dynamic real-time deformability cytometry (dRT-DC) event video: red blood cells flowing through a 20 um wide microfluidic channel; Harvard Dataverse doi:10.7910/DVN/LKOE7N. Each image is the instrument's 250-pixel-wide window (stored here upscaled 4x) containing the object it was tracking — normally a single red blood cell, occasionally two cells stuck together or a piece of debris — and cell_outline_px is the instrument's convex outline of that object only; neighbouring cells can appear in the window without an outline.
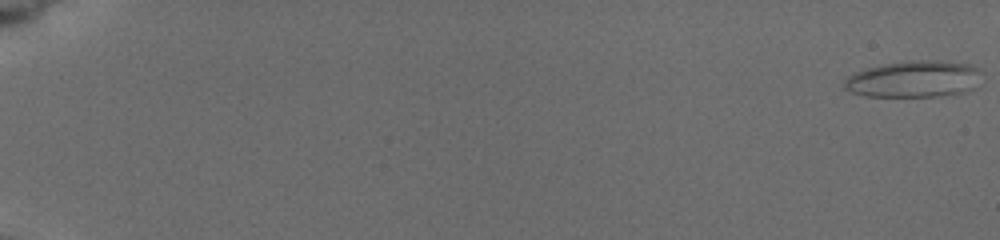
{"species": "common noctule bat (a hibernating species)", "species_latin": "Nyctalus noctula", "temperature_condition": "cold", "stored_images_in_passage": 32, "camera_frame_rate_fps": 3000, "um_per_image_px": 0.085, "animal": {"sex": "female", "body_mass_g": 19.5, "forearm_length_mm": 54.1}, "frame": {"image": 1, "passage_image": 1, "time_ms": 0.0, "image_size_px": [1000, 240], "cell_outline_px": [[976, 68], [972, 88], [964, 92], [936, 96], [864, 96], [852, 92], [844, 88], [844, 80], [848, 76], [856, 72], [868, 68], [884, 64], [916, 60], [936, 60], [968, 64]], "centroid_in_image_um": [77.56, 6.72], "position_along_channel_um": 7.4, "area_um2": 28.38}}
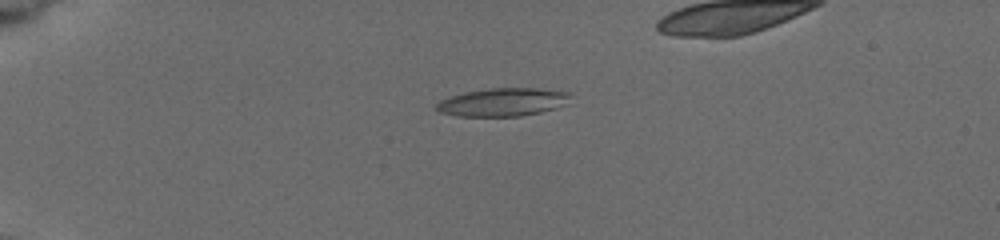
{"frame": {"image": 2, "passage_image": 24, "time_ms": 5.0, "image_size_px": [1000, 240], "cell_outline_px": [[572, 96], [568, 104], [556, 108], [540, 112], [520, 116], [456, 116], [440, 112], [436, 108], [436, 104], [440, 100], [464, 92], [488, 88], [536, 88], [572, 92]], "centroid_in_image_um": [42.79, 8.67], "position_along_channel_um": 42.2, "area_um2": 22.14}}